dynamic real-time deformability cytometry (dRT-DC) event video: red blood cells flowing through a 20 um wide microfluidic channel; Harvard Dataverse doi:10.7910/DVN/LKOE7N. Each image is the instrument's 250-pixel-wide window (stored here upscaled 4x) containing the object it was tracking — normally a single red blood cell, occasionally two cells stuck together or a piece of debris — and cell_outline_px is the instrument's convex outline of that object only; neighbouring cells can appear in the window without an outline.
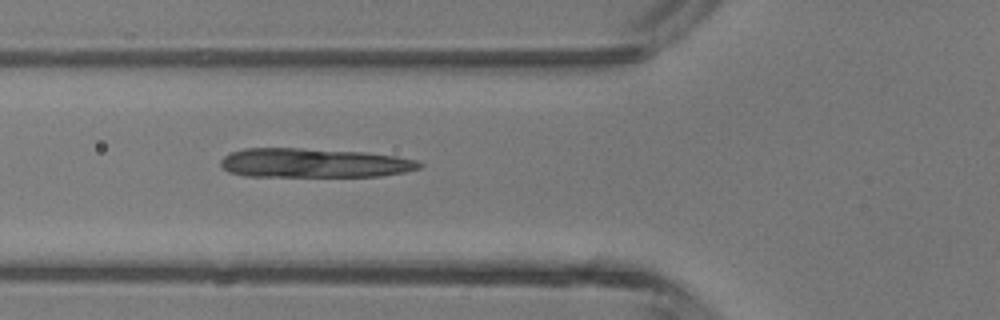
{"species": "common noctule bat (a hibernating species)", "species_latin": "Nyctalus noctula", "temperature_condition": "room temperature", "stored_images_in_passage": 4, "camera_frame_rate_fps": 3000, "um_per_image_px": 0.085, "animal": {"sex": "male", "body_mass_g": 13.3}, "frame": {"image": 1, "passage_image": 4, "time_ms": 4.667, "image_size_px": [1000, 320], "cell_outline_px": [[424, 164], [420, 168], [404, 172], [380, 176], [244, 176], [228, 172], [220, 164], [220, 160], [224, 156], [232, 152], [244, 148], [300, 148], [364, 152], [396, 156], [416, 160]], "centroid_in_image_um": [26.67, 13.85], "position_along_channel_um": 99.1, "area_um2": 33.87}}